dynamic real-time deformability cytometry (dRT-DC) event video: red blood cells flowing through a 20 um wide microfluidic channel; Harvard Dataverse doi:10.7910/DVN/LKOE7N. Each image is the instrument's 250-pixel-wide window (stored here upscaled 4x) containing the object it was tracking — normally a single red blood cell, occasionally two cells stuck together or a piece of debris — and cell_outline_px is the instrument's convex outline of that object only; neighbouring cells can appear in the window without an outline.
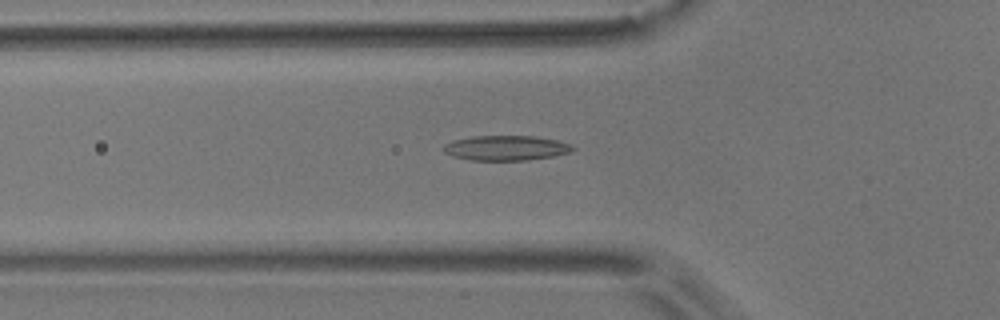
{"species": "common noctule bat (a hibernating species)", "species_latin": "Nyctalus noctula", "temperature_condition": "room temperature", "stored_images_in_passage": 55, "camera_frame_rate_fps": 3000, "um_per_image_px": 0.085, "animal": {"sex": "male", "body_mass_g": 17.9}, "frame": {"image": 1, "passage_image": 19, "time_ms": 6.0, "image_size_px": [1000, 320], "cell_outline_px": [[576, 148], [572, 152], [556, 156], [528, 160], [472, 160], [452, 156], [444, 152], [444, 144], [452, 140], [472, 136], [536, 136], [556, 140], [572, 144]], "centroid_in_image_um": [43.05, 12.57], "position_along_channel_um": 82.7, "area_um2": 18.96}}
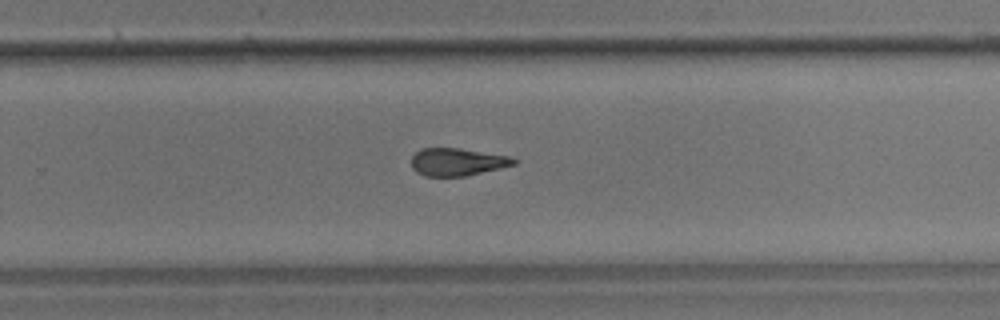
{"frame": {"image": 2, "passage_image": 36, "time_ms": 11.667, "image_size_px": [1000, 320], "cell_outline_px": [[520, 160], [516, 164], [500, 168], [464, 176], [424, 176], [416, 172], [412, 168], [412, 156], [420, 148], [460, 148], [508, 156]], "centroid_in_image_um": [38.86, 13.76], "position_along_channel_um": 290.9, "area_um2": 16.47}}
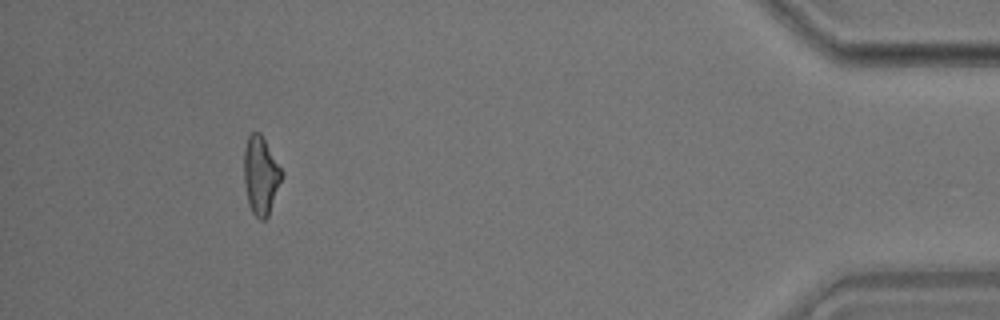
{"frame": {"image": 3, "passage_image": 51, "time_ms": 16.667, "image_size_px": [1000, 320], "cell_outline_px": [[284, 176], [268, 216], [264, 220], [260, 220], [252, 212], [248, 204], [244, 180], [244, 148], [248, 136], [252, 132], [260, 132], [284, 172]], "centroid_in_image_um": [22.18, 14.91], "position_along_channel_um": 413.0, "area_um2": 17.4}, "authors_computed_cell_mechanics": {"area_um2": 17.8024, "velocity_mm_per_s": 3.6629, "shape_relaxation_time_tau1_ms": 9.0607, "shape_relaxation_time_tau2_ms": 3.2219, "deformation_change_tau1": 0.209, "deformation_change_tau2": 0.1274}}